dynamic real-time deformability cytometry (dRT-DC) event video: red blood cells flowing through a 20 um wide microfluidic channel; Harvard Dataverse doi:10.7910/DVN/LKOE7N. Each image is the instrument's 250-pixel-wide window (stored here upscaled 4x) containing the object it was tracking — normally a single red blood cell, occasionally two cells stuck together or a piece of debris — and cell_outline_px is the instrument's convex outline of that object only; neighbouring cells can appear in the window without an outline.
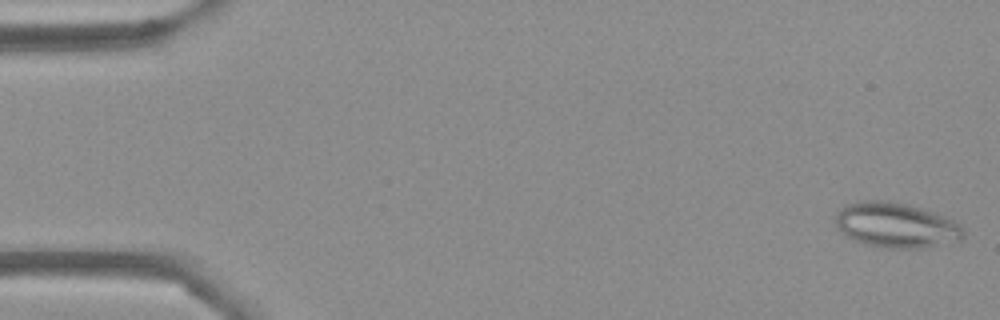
{"species": "Egyptian fruit bat (a non-hibernating species)", "species_latin": "Rousettus aegyptiacus", "temperature_condition": "cold", "stored_images_in_passage": 54, "camera_frame_rate_fps": 3000, "um_per_image_px": 0.085, "frame": {"image": 1, "passage_image": 1, "time_ms": 0.0, "image_size_px": [1000, 320], "cell_outline_px": [[964, 236], [960, 240], [924, 248], [888, 248], [868, 244], [856, 240], [840, 232], [836, 228], [836, 216], [840, 208], [848, 204], [860, 200], [888, 200], [908, 204], [936, 212], [960, 224], [964, 228]], "centroid_in_image_um": [76.18, 19.12], "position_along_channel_um": 8.8, "area_um2": 33.7}}
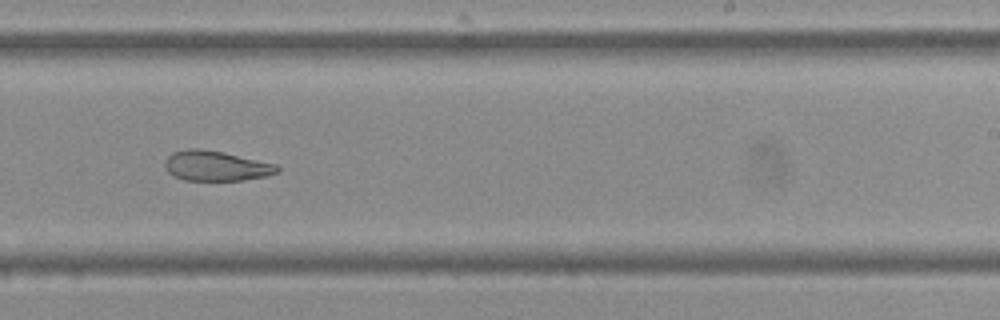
{"frame": {"image": 2, "passage_image": 33, "time_ms": 10.667, "image_size_px": [1000, 320], "cell_outline_px": [[280, 172], [268, 176], [244, 180], [184, 180], [168, 172], [164, 164], [164, 160], [172, 152], [188, 148], [200, 148], [224, 152], [276, 164], [280, 168]], "centroid_in_image_um": [18.38, 14.09], "position_along_channel_um": 270.6, "area_um2": 19.83}}
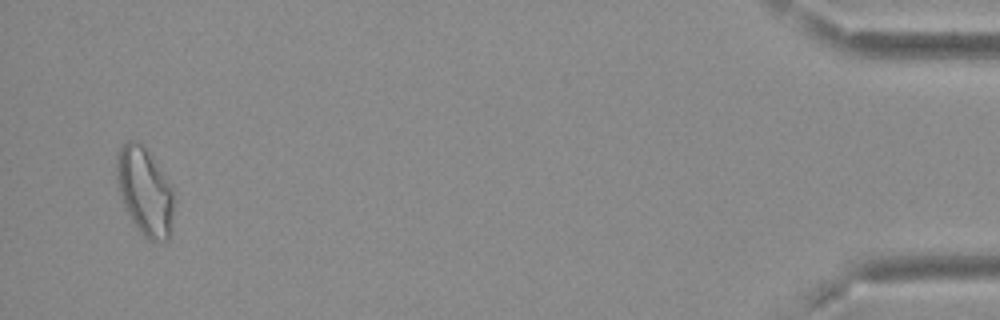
{"frame": {"image": 3, "passage_image": 52, "time_ms": 17.0, "image_size_px": [1000, 320], "cell_outline_px": [[172, 216], [168, 240], [148, 240], [140, 232], [132, 220], [120, 196], [116, 180], [116, 156], [120, 148], [128, 140], [136, 140], [144, 148], [168, 184], [172, 192]], "centroid_in_image_um": [12.24, 16.28], "position_along_channel_um": 423.0, "area_um2": 28.09}, "authors_computed_cell_mechanics": {"area_um2": 24.5072, "velocity_mm_per_s": 3.7186, "shape_relaxation_time_tau1_ms": null, "shape_relaxation_time_tau2_ms": 4.6399, "deformation_change_tau1": null, "deformation_change_tau2": 0.0933}}